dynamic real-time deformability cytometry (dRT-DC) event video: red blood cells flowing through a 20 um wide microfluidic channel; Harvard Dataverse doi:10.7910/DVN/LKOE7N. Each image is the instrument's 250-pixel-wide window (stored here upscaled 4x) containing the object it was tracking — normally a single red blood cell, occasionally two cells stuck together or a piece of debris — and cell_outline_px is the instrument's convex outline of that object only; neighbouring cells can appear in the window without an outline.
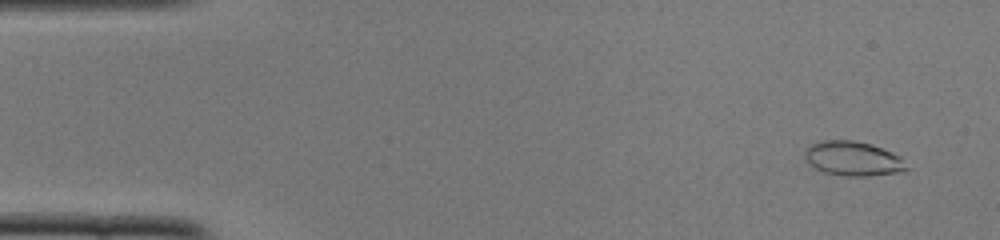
{"species": "common noctule bat (a hibernating species)", "species_latin": "Nyctalus noctula", "temperature_condition": "cold", "stored_images_in_passage": 52, "camera_frame_rate_fps": 3000, "um_per_image_px": 0.085, "animal": {"sex": "female", "body_mass_g": 22.0, "forearm_length_mm": 56.7}, "frame": {"image": 1, "passage_image": 4, "time_ms": 1.0, "image_size_px": [1000, 240], "cell_outline_px": [[908, 168], [904, 172], [868, 176], [848, 176], [824, 172], [816, 168], [804, 156], [804, 152], [812, 144], [820, 140], [852, 140], [872, 144], [892, 152], [900, 156]], "centroid_in_image_um": [72.55, 13.48], "position_along_channel_um": 12.5, "area_um2": 20.35}}
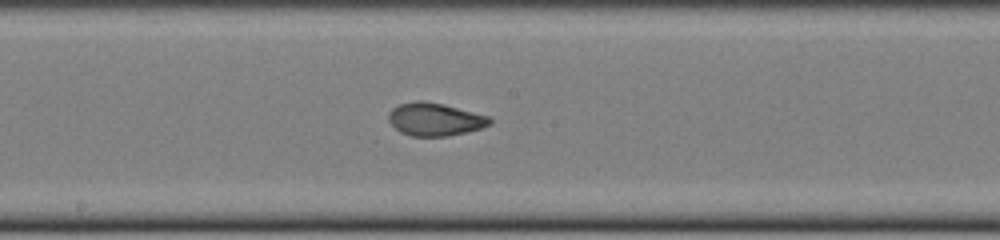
{"frame": {"image": 2, "passage_image": 28, "time_ms": 9.0, "image_size_px": [1000, 240], "cell_outline_px": [[492, 124], [468, 132], [448, 136], [412, 136], [400, 132], [388, 120], [388, 112], [396, 104], [416, 100], [420, 100], [444, 104], [488, 116], [492, 120]], "centroid_in_image_um": [36.94, 10.13], "position_along_channel_um": 211.3, "area_um2": 19.54}}
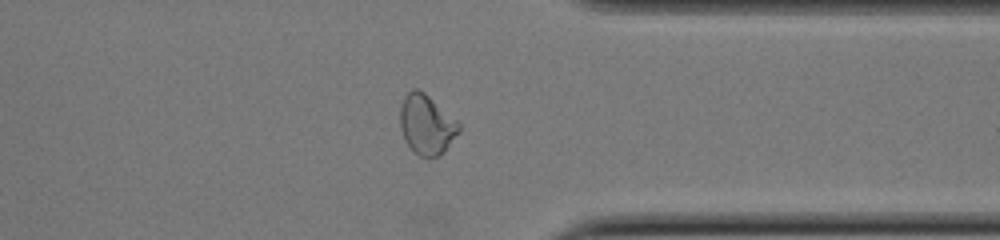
{"frame": {"image": 3, "passage_image": 41, "time_ms": 13.333, "image_size_px": [1000, 240], "cell_outline_px": [[460, 132], [444, 152], [440, 156], [420, 156], [408, 144], [400, 128], [400, 104], [404, 96], [412, 88], [416, 88], [424, 92], [456, 120], [460, 124]], "centroid_in_image_um": [36.26, 10.57], "position_along_channel_um": 375.1, "area_um2": 20.29}}